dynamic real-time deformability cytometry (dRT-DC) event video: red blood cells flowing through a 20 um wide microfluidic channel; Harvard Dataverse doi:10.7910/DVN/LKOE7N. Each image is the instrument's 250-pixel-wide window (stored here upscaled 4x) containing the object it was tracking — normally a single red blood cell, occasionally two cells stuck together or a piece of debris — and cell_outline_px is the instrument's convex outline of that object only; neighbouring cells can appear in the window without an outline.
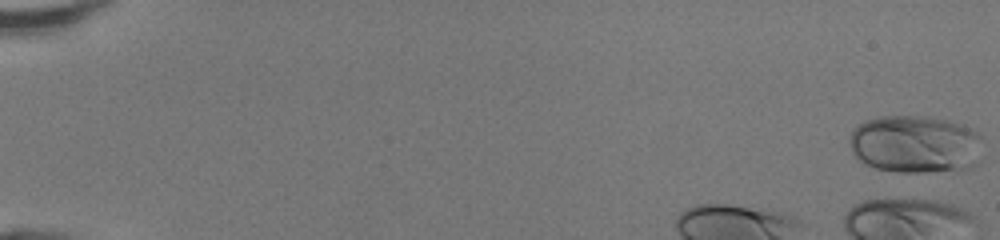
{"species": "human", "species_latin": "Homo sapiens", "temperature_condition": "room temperature", "stored_images_in_passage": 37, "camera_frame_rate_fps": 3000, "um_per_image_px": 0.085, "donor": {"sex": "female"}, "frame": {"image": 1, "passage_image": 1, "time_ms": 0.0, "image_size_px": [1000, 240], "cell_outline_px": [[980, 136], [952, 168], [928, 172], [896, 172], [876, 168], [864, 164], [856, 160], [852, 152], [848, 140], [856, 124], [864, 120], [880, 116], [920, 116], [944, 120], [968, 128], [976, 132]], "centroid_in_image_um": [77.37, 12.19], "position_along_channel_um": 7.6, "area_um2": 41.85}}
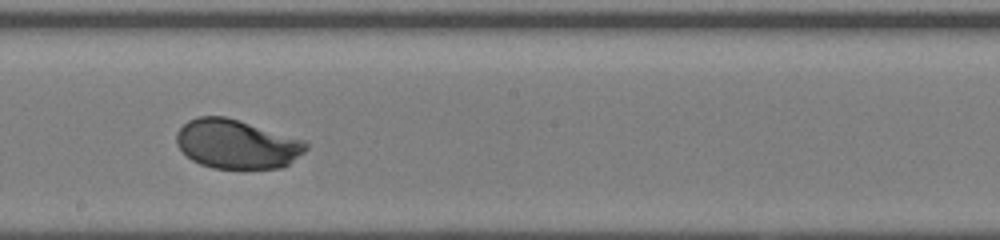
{"frame": {"image": 2, "passage_image": 24, "time_ms": 7.667, "image_size_px": [1000, 240], "cell_outline_px": [[308, 148], [304, 152], [288, 164], [280, 168], [212, 168], [200, 164], [192, 160], [176, 144], [176, 132], [188, 120], [196, 116], [224, 116], [304, 140], [308, 144]], "centroid_in_image_um": [20.1, 12.24], "position_along_channel_um": 228.1, "area_um2": 36.76}}
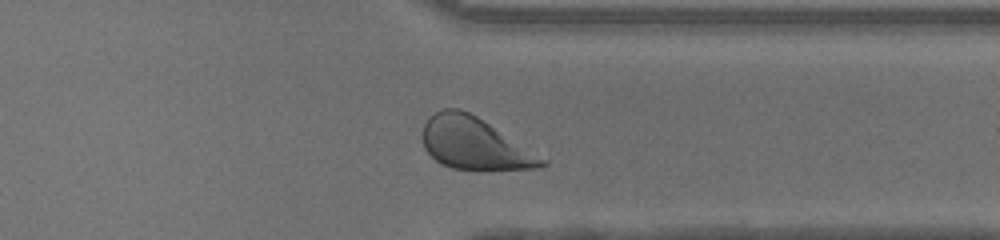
{"frame": {"image": 3, "passage_image": 34, "time_ms": 11.0, "image_size_px": [1000, 240], "cell_outline_px": [[548, 164], [540, 168], [484, 172], [476, 172], [452, 168], [440, 164], [424, 148], [424, 124], [428, 116], [444, 108], [460, 108], [476, 116], [548, 160]], "centroid_in_image_um": [40.36, 12.26], "position_along_channel_um": 371.0, "area_um2": 36.59}, "authors_computed_cell_mechanics": {"area_um2": 37.2232, "velocity_mm_per_s": 4.2788, "shape_relaxation_time_tau1_ms": 1.9599, "shape_relaxation_time_tau2_ms": null, "deformation_change_tau1": 0.1446, "deformation_change_tau2": null}}